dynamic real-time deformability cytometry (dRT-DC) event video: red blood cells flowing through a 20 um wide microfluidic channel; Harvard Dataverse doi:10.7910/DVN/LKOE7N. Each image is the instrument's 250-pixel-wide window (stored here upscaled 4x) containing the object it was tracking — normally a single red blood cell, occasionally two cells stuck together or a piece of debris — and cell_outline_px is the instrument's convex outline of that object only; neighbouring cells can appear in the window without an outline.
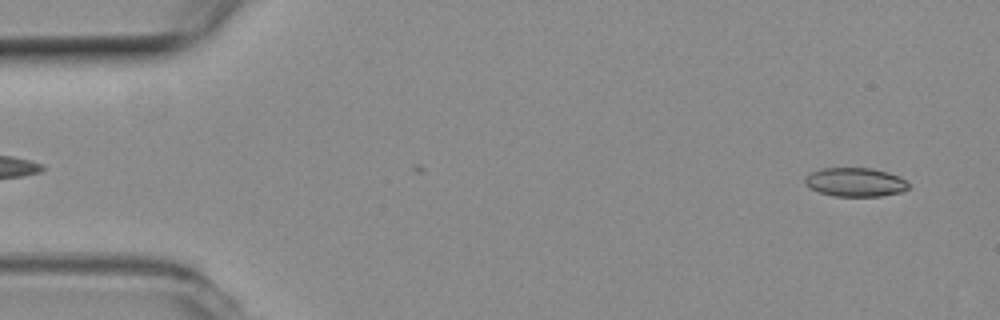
{"species": "common noctule bat (a hibernating species)", "species_latin": "Nyctalus noctula", "temperature_condition": "room temperature", "stored_images_in_passage": 55, "segment_of_instrument_passage": [1, 2], "camera_frame_rate_fps": 3000, "um_per_image_px": 0.085, "animal": {"sex": "female", "body_mass_g": 19.3, "forearm_length_mm": 54.1}, "frame": {"image": 1, "passage_image": 3, "time_ms": 0.667, "image_size_px": [1000, 320], "cell_outline_px": [[908, 188], [900, 192], [880, 196], [836, 196], [820, 192], [804, 184], [804, 176], [820, 168], [872, 168], [888, 172], [900, 176], [908, 184]], "centroid_in_image_um": [72.68, 15.47], "position_along_channel_um": 12.3, "area_um2": 17.34}}
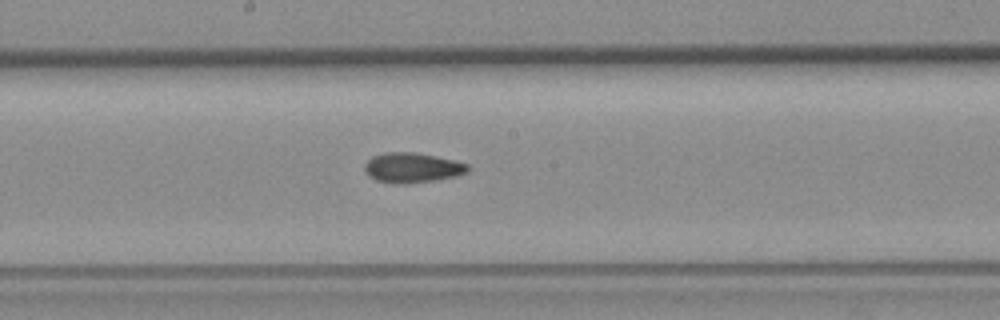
{"frame": {"image": 2, "passage_image": 28, "time_ms": 9.0, "image_size_px": [1000, 320], "cell_outline_px": [[472, 168], [468, 172], [456, 176], [432, 180], [376, 180], [368, 176], [364, 172], [364, 164], [372, 156], [384, 152], [412, 152], [452, 160], [468, 164]], "centroid_in_image_um": [35.04, 14.19], "position_along_channel_um": 213.2, "area_um2": 17.05}}
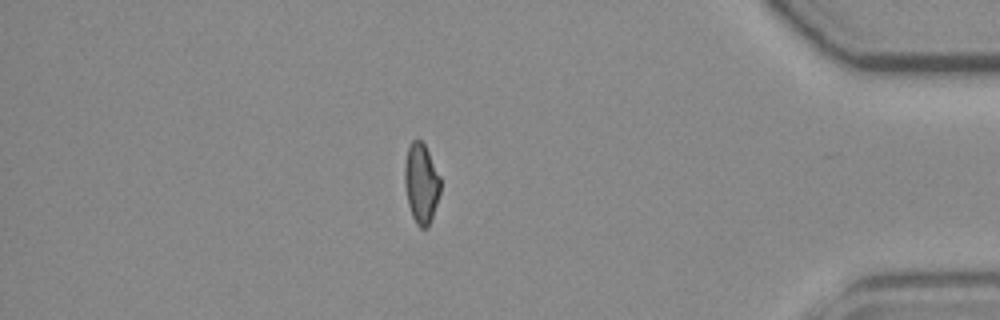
{"frame": {"image": 3, "passage_image": 46, "time_ms": 15.0, "image_size_px": [1000, 320], "cell_outline_px": [[440, 192], [428, 228], [420, 228], [416, 224], [412, 216], [408, 204], [404, 184], [404, 164], [408, 148], [412, 140], [420, 140], [424, 144], [440, 176]], "centroid_in_image_um": [35.79, 15.6], "position_along_channel_um": 399.4, "area_um2": 16.59}}